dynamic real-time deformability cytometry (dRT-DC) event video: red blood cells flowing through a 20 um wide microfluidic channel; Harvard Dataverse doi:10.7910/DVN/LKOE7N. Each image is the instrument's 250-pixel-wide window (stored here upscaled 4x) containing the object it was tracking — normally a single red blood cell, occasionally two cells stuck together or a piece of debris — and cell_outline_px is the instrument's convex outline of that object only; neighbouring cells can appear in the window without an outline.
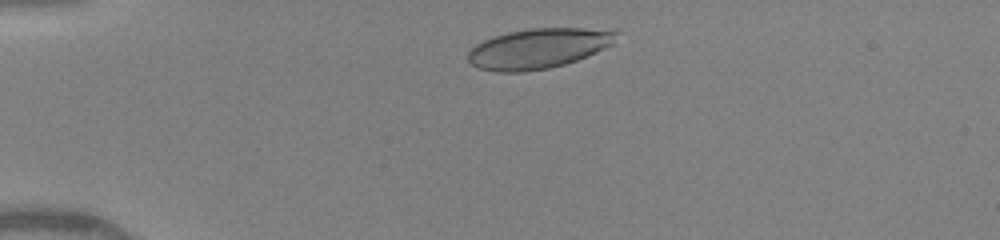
{"species": "human", "species_latin": "Homo sapiens", "temperature_condition": "warm", "stored_images_in_passage": 5, "camera_frame_rate_fps": 3000, "um_per_image_px": 0.085, "donor": {"sex": "female"}, "frame": {"image": 1, "passage_image": 2, "time_ms": 0.333, "image_size_px": [1000, 240], "cell_outline_px": [[616, 32], [612, 44], [596, 52], [576, 60], [564, 64], [548, 68], [524, 72], [496, 72], [476, 68], [468, 60], [468, 52], [476, 44], [484, 40], [508, 32], [528, 28], [584, 28]], "centroid_in_image_um": [45.68, 4.13], "position_along_channel_um": 39.3, "area_um2": 34.22}}